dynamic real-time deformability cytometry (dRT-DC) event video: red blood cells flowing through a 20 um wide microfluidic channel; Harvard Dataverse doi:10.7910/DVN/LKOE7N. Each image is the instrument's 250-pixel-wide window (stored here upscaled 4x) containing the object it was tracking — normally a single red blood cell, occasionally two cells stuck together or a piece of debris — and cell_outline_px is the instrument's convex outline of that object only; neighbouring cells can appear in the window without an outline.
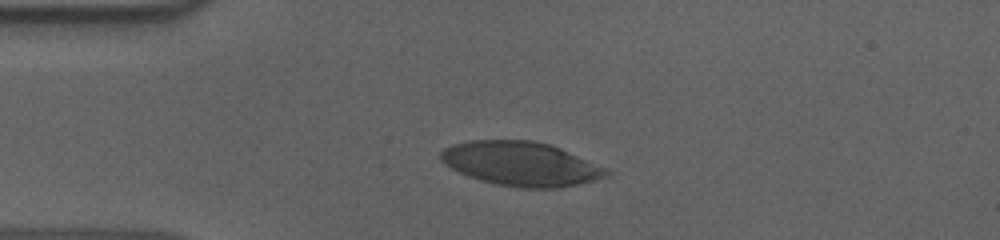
{"species": "human", "species_latin": "Homo sapiens", "temperature_condition": "cold", "stored_images_in_passage": 35, "camera_frame_rate_fps": 3000, "um_per_image_px": 0.085, "donor": {"sex": "male"}, "frame": {"image": 1, "passage_image": 1, "time_ms": 0.0, "image_size_px": [1000, 240], "cell_outline_px": [[612, 172], [608, 176], [596, 180], [560, 188], [520, 188], [496, 184], [480, 180], [468, 176], [444, 164], [440, 160], [440, 152], [444, 148], [452, 144], [468, 140], [532, 140], [548, 144], [560, 148], [608, 168]], "centroid_in_image_um": [44.3, 13.92], "position_along_channel_um": 40.7, "area_um2": 42.83}}
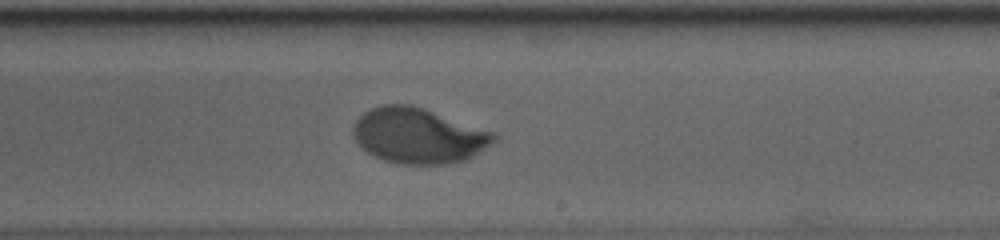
{"frame": {"image": 2, "passage_image": 21, "time_ms": 6.667, "image_size_px": [1000, 240], "cell_outline_px": [[500, 136], [492, 144], [468, 160], [444, 164], [400, 164], [384, 160], [368, 152], [352, 136], [352, 128], [356, 120], [364, 112], [372, 108], [384, 104], [408, 104], [496, 132]], "centroid_in_image_um": [35.6, 11.54], "position_along_channel_um": 253.4, "area_um2": 45.32}}
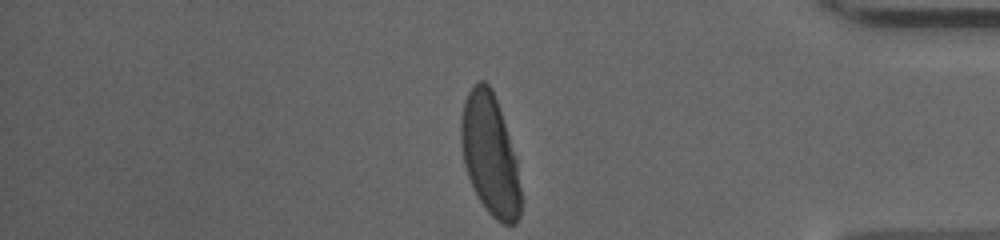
{"frame": {"image": 3, "passage_image": 35, "time_ms": 11.333, "image_size_px": [1000, 240], "cell_outline_px": [[520, 216], [516, 224], [504, 224], [496, 220], [488, 212], [480, 200], [468, 176], [464, 164], [460, 140], [460, 120], [464, 100], [472, 84], [480, 80], [484, 80], [492, 88], [516, 156], [520, 188]], "centroid_in_image_um": [41.63, 13.12], "position_along_channel_um": 393.6, "area_um2": 42.08}, "authors_computed_cell_mechanics": {"area_um2": 45.2574, "velocity_mm_per_s": 3.5922, "shape_relaxation_time_tau1_ms": 4.1258, "shape_relaxation_time_tau2_ms": null, "deformation_change_tau1": 0.2006, "deformation_change_tau2": null}}